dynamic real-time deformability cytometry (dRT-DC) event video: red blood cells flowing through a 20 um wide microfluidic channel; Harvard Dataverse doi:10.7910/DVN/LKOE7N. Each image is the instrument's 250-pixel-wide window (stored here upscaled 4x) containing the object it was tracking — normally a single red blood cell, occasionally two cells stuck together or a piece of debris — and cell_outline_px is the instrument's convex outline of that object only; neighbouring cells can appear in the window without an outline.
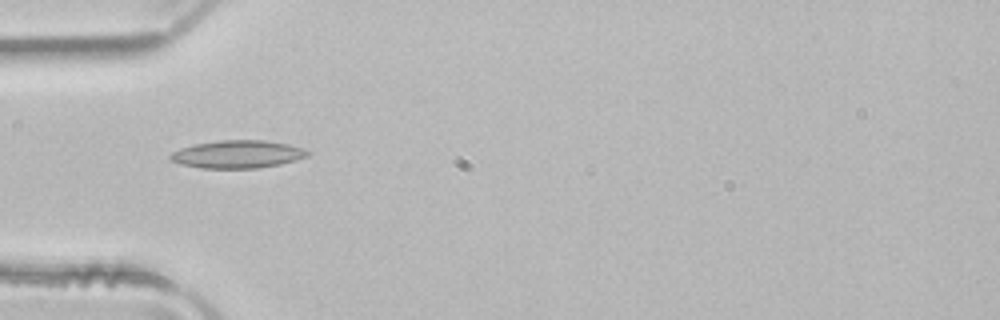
{"species": "common noctule bat (a hibernating species)", "species_latin": "Nyctalus noctula", "temperature_condition": "room temperature", "stored_images_in_passage": 7, "camera_frame_rate_fps": 3000, "um_per_image_px": 0.085, "animal": {"sex": "male", "body_mass_g": 21.5, "forearm_length_mm": 52.0}, "frame": {"image": 1, "passage_image": 1, "time_ms": 0.0, "image_size_px": [1000, 320], "cell_outline_px": [[312, 152], [308, 156], [296, 160], [280, 164], [256, 168], [200, 168], [180, 164], [168, 160], [168, 156], [172, 152], [180, 148], [196, 144], [220, 140], [264, 140], [288, 144], [304, 148]], "centroid_in_image_um": [20.19, 13.11], "position_along_channel_um": 64.8, "area_um2": 22.37}}
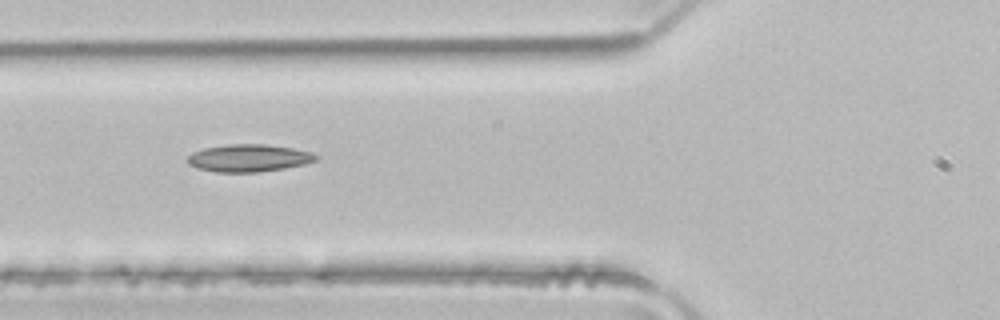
{"frame": {"image": 2, "passage_image": 4, "time_ms": 1.0, "image_size_px": [1000, 320], "cell_outline_px": [[320, 156], [316, 160], [304, 164], [284, 168], [256, 172], [216, 172], [196, 168], [188, 164], [188, 156], [192, 152], [204, 148], [228, 144], [264, 144], [292, 148], [312, 152]], "centroid_in_image_um": [21.13, 13.43], "position_along_channel_um": 104.7, "area_um2": 20.52}}